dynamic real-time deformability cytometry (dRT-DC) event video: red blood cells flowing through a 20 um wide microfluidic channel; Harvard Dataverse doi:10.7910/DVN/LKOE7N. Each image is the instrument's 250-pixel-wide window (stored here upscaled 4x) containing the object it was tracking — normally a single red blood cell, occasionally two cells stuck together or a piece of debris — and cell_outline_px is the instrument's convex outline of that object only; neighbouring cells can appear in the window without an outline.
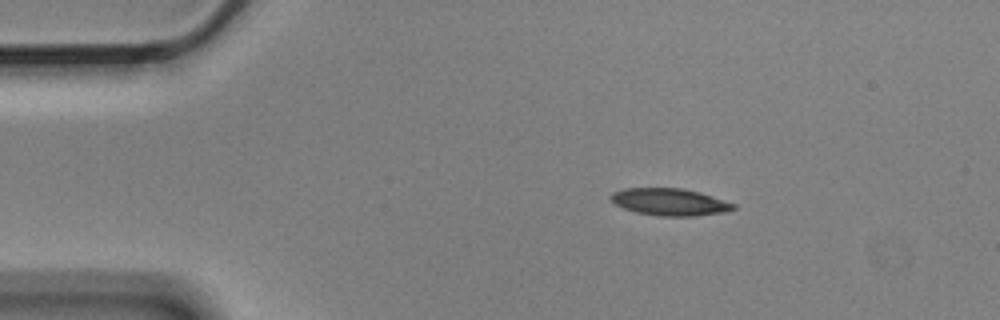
{"species": "Egyptian fruit bat (a non-hibernating species)", "species_latin": "Rousettus aegyptiacus", "temperature_condition": "cold", "stored_images_in_passage": 4, "camera_frame_rate_fps": 3000, "um_per_image_px": 0.085, "animal": {"sex": "male"}, "frame": {"image": 1, "passage_image": 2, "time_ms": 0.333, "image_size_px": [1000, 320], "cell_outline_px": [[736, 208], [724, 212], [692, 216], [660, 216], [636, 212], [624, 208], [616, 204], [608, 196], [612, 192], [624, 188], [684, 188], [700, 192], [736, 204]], "centroid_in_image_um": [56.92, 17.16], "position_along_channel_um": 28.1, "area_um2": 19.36}}
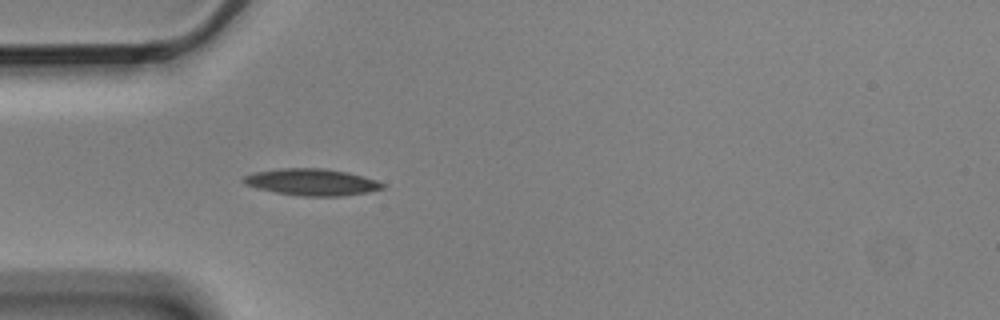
{"frame": {"image": 2, "passage_image": 4, "time_ms": 1.0, "image_size_px": [1000, 320], "cell_outline_px": [[388, 184], [384, 188], [368, 192], [340, 196], [304, 196], [276, 192], [256, 188], [244, 184], [240, 180], [244, 176], [256, 172], [280, 168], [324, 168], [348, 172], [364, 176]], "centroid_in_image_um": [26.53, 15.47], "position_along_channel_um": 58.5, "area_um2": 21.73}}